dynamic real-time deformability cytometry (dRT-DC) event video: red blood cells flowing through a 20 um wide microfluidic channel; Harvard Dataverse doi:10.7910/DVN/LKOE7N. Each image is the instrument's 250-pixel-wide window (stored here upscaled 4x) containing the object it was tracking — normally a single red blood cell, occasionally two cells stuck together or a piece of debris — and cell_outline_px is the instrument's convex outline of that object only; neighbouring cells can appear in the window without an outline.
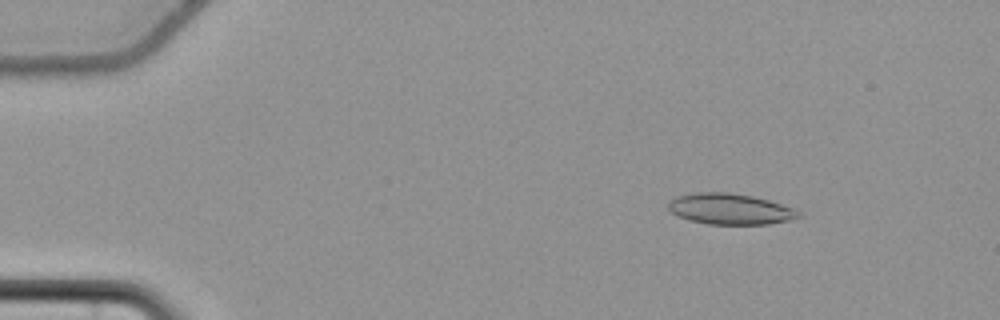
{"species": "common noctule bat (a hibernating species)", "species_latin": "Nyctalus noctula", "temperature_condition": "cold", "stored_images_in_passage": 58, "camera_frame_rate_fps": 3000, "um_per_image_px": 0.085, "animal": {"sex": "female", "body_mass_g": 22.7, "forearm_length_mm": 54.2}, "frame": {"image": 1, "passage_image": 9, "time_ms": 2.667, "image_size_px": [1000, 320], "cell_outline_px": [[804, 216], [788, 220], [768, 224], [708, 224], [688, 220], [672, 212], [668, 208], [668, 200], [676, 196], [696, 192], [728, 192], [752, 196], [768, 200], [792, 208], [800, 212]], "centroid_in_image_um": [62.03, 17.76], "position_along_channel_um": 23.0, "area_um2": 23.41}}
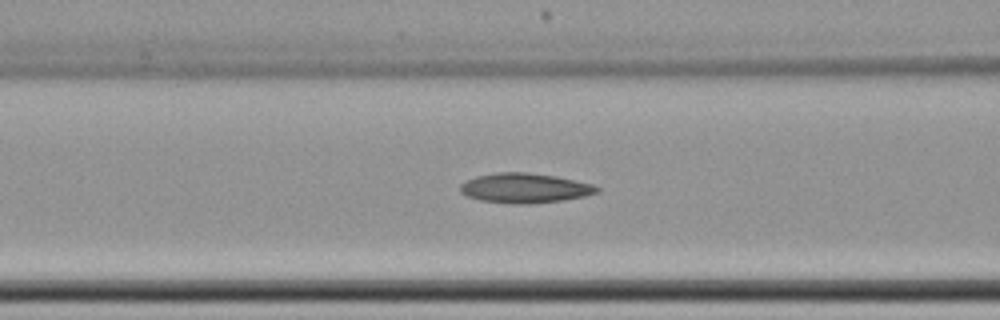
{"frame": {"image": 2, "passage_image": 25, "time_ms": 8.0, "image_size_px": [1000, 320], "cell_outline_px": [[600, 192], [584, 196], [564, 200], [528, 204], [516, 204], [480, 200], [468, 196], [460, 192], [460, 184], [476, 176], [496, 172], [528, 172], [556, 176], [592, 184], [600, 188]], "centroid_in_image_um": [44.62, 15.98], "position_along_channel_um": 122.0, "area_um2": 23.7}}
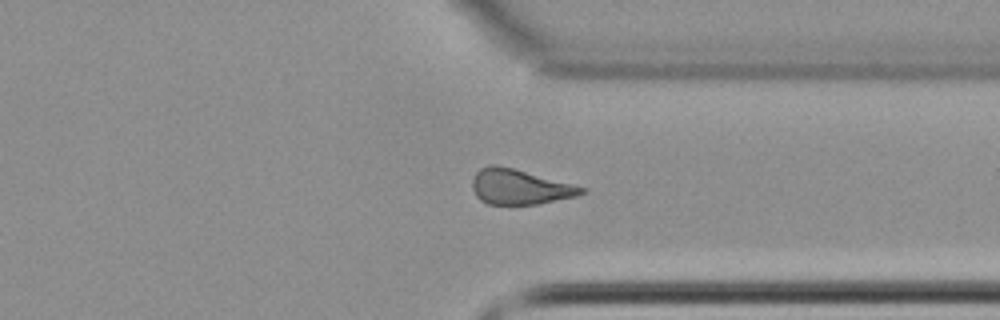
{"frame": {"image": 3, "passage_image": 45, "time_ms": 14.667, "image_size_px": [1000, 320], "cell_outline_px": [[588, 188], [584, 192], [576, 196], [536, 204], [488, 204], [480, 200], [476, 196], [472, 188], [472, 180], [476, 172], [480, 168], [488, 164], [496, 164], [512, 168]], "centroid_in_image_um": [44.13, 15.87], "position_along_channel_um": 367.3, "area_um2": 22.2}, "authors_computed_cell_mechanics": {"area_um2": 22.8888, "velocity_mm_per_s": 3.6724, "shape_relaxation_time_tau1_ms": 4.4693, "shape_relaxation_time_tau2_ms": 5.6641, "deformation_change_tau1": 0.1019, "deformation_change_tau2": 0.1383}}